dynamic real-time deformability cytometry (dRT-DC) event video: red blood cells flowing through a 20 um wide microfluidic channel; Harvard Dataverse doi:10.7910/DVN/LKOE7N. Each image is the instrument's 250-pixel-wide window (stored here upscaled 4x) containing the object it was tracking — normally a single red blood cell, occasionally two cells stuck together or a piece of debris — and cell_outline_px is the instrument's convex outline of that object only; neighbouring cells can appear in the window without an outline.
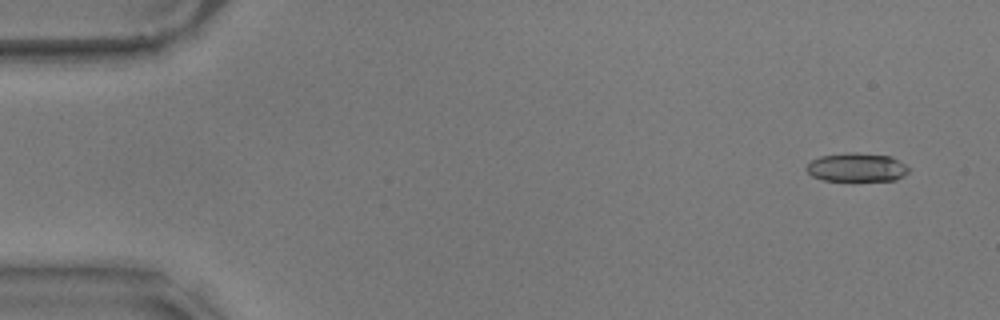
{"species": "common noctule bat (a hibernating species)", "species_latin": "Nyctalus noctula", "temperature_condition": "warm", "stored_images_in_passage": 14, "camera_frame_rate_fps": 3000, "um_per_image_px": 0.085, "animal": {"sex": "male", "body_mass_g": 17.9}, "frame": {"image": 1, "passage_image": 4, "time_ms": 1.0, "image_size_px": [1000, 320], "cell_outline_px": [[908, 172], [904, 176], [896, 180], [824, 180], [812, 176], [804, 168], [812, 160], [820, 156], [848, 152], [856, 152], [892, 156], [904, 164], [908, 168]], "centroid_in_image_um": [72.82, 14.21], "position_along_channel_um": 12.2, "area_um2": 17.05}}